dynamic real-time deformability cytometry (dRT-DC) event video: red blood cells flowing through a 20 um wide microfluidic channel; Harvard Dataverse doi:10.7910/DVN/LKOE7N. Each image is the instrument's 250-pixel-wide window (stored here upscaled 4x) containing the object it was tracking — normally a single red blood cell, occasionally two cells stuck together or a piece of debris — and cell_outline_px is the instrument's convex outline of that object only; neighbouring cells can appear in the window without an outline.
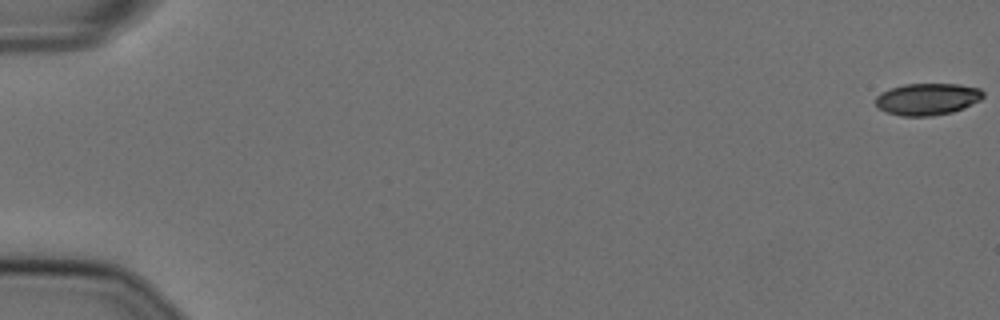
{"species": "Egyptian fruit bat (a non-hibernating species)", "species_latin": "Rousettus aegyptiacus", "temperature_condition": "cold", "stored_images_in_passage": 57, "camera_frame_rate_fps": 3000, "um_per_image_px": 0.085, "animal": {"sex": "female"}, "frame": {"image": 1, "passage_image": 1, "time_ms": 0.0, "image_size_px": [1000, 320], "cell_outline_px": [[984, 96], [980, 100], [964, 108], [952, 112], [932, 116], [900, 116], [884, 112], [876, 108], [876, 96], [880, 92], [904, 84], [960, 84], [980, 88], [984, 92]], "centroid_in_image_um": [78.81, 8.43], "position_along_channel_um": 6.2, "area_um2": 20.23}}
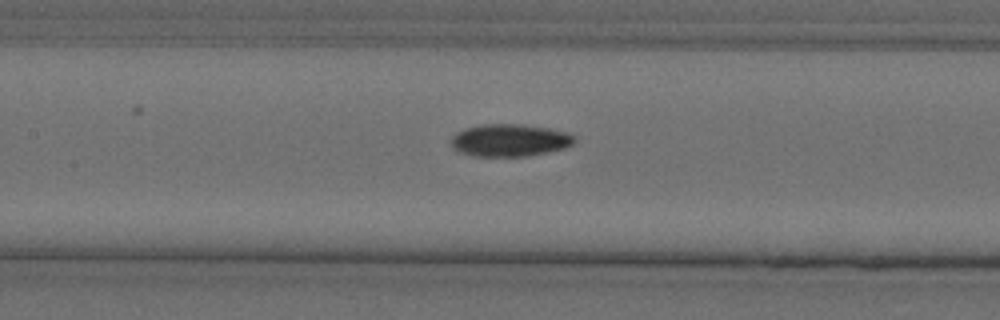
{"frame": {"image": 2, "passage_image": 28, "time_ms": 9.0, "image_size_px": [1000, 320], "cell_outline_px": [[576, 140], [572, 144], [564, 148], [548, 152], [524, 156], [472, 156], [460, 152], [452, 148], [452, 136], [456, 132], [464, 128], [484, 124], [520, 124], [548, 128], [568, 132], [576, 136]], "centroid_in_image_um": [43.33, 11.92], "position_along_channel_um": 164.1, "area_um2": 23.35}}
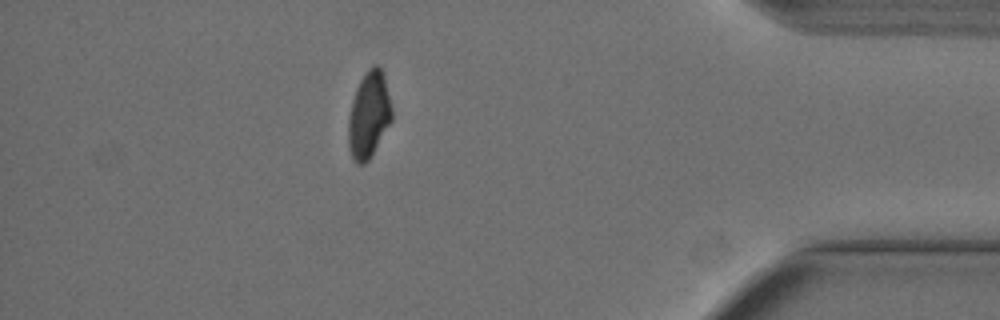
{"frame": {"image": 3, "passage_image": 51, "time_ms": 16.667, "image_size_px": [1000, 320], "cell_outline_px": [[392, 120], [368, 160], [364, 164], [356, 164], [352, 160], [348, 148], [348, 120], [352, 100], [356, 88], [360, 80], [368, 68], [372, 64], [376, 64], [380, 68], [384, 76], [392, 108]], "centroid_in_image_um": [31.33, 9.77], "position_along_channel_um": 403.9, "area_um2": 21.91}, "authors_computed_cell_mechanics": {"area_um2": 22.3108, "velocity_mm_per_s": 3.6194, "shape_relaxation_time_tau1_ms": 7.033, "shape_relaxation_time_tau2_ms": 7.5486, "deformation_change_tau1": 0.1694, "deformation_change_tau2": 0.1099}}